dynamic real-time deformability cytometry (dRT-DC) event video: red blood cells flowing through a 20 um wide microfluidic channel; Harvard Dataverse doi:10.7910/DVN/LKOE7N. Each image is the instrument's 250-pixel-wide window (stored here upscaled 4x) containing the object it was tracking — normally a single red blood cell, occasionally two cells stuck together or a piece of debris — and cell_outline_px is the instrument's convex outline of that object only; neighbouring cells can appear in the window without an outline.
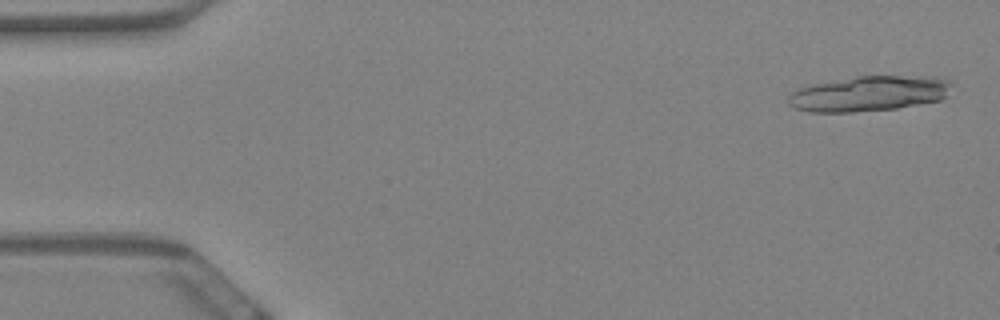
{"species": "Egyptian fruit bat (a non-hibernating species)", "species_latin": "Rousettus aegyptiacus", "temperature_condition": "warm", "stored_images_in_passage": 22, "camera_frame_rate_fps": 3000, "um_per_image_px": 0.085, "animal": {"sex": "female"}, "frame": {"image": 1, "passage_image": 2, "time_ms": 0.333, "image_size_px": [1000, 320], "cell_outline_px": [[956, 84], [948, 96], [940, 100], [896, 108], [852, 112], [808, 112], [792, 108], [788, 104], [788, 96], [792, 92], [808, 84], [856, 76], [936, 76], [952, 80]], "centroid_in_image_um": [73.92, 7.94], "position_along_channel_um": 11.1, "area_um2": 34.33}}
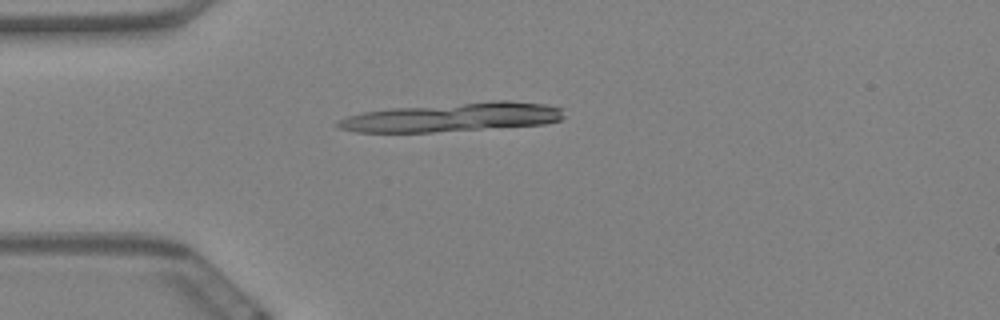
{"frame": {"image": 2, "passage_image": 15, "time_ms": 4.667, "image_size_px": [1000, 320], "cell_outline_px": [[564, 116], [560, 120], [544, 124], [432, 132], [356, 132], [340, 128], [332, 124], [348, 116], [360, 112], [388, 108], [492, 100], [508, 100], [548, 104], [564, 108]], "centroid_in_image_um": [38.46, 9.94], "position_along_channel_um": 46.5, "area_um2": 38.44}}